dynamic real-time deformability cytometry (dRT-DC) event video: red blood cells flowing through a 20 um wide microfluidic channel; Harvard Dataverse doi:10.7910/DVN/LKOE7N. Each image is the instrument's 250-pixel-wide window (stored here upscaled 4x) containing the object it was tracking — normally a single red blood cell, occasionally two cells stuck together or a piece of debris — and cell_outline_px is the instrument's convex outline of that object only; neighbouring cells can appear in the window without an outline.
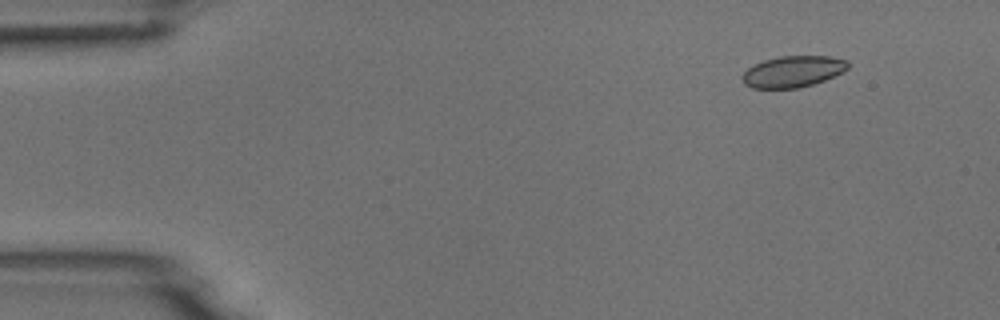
{"species": "common noctule bat (a hibernating species)", "species_latin": "Nyctalus noctula", "temperature_condition": "room temperature", "stored_images_in_passage": 11, "camera_frame_rate_fps": 3000, "um_per_image_px": 0.085, "animal": {"sex": "male", "body_mass_g": 18.8}, "frame": {"image": 1, "passage_image": 2, "time_ms": 1.0, "image_size_px": [1000, 320], "cell_outline_px": [[848, 68], [824, 80], [812, 84], [796, 88], [752, 88], [744, 84], [740, 76], [748, 68], [764, 60], [780, 56], [828, 56], [848, 60]], "centroid_in_image_um": [67.36, 6.08], "position_along_channel_um": 17.6, "area_um2": 19.07}}
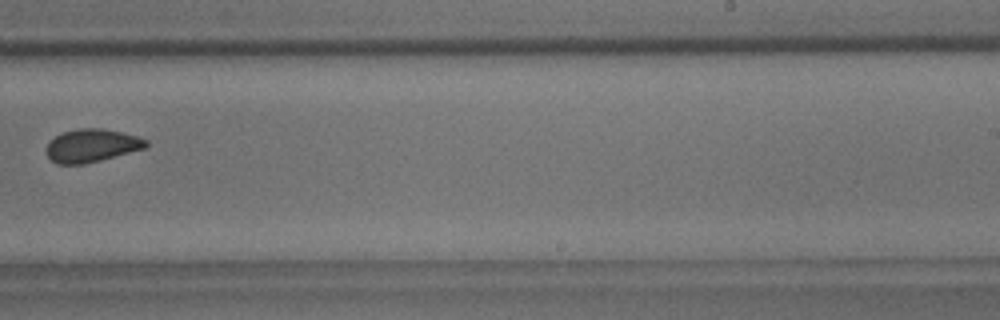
{"frame": {"image": 2, "passage_image": 10, "time_ms": 10.333, "image_size_px": [1000, 320], "cell_outline_px": [[148, 144], [144, 148], [100, 160], [84, 164], [56, 164], [48, 156], [48, 144], [56, 136], [64, 132], [76, 128], [100, 128], [120, 132], [136, 136], [148, 140]], "centroid_in_image_um": [7.8, 12.37], "position_along_channel_um": 281.2, "area_um2": 18.79}}
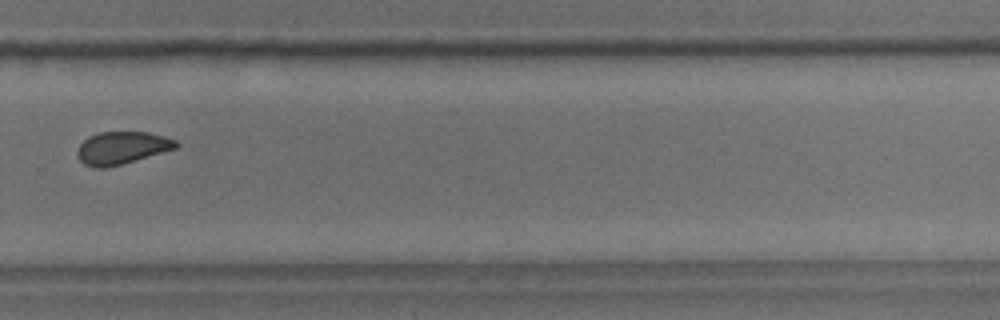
{"frame": {"image": 3, "passage_image": 11, "time_ms": 11.333, "image_size_px": [1000, 320], "cell_outline_px": [[180, 144], [176, 148], [120, 164], [104, 168], [92, 168], [84, 164], [76, 156], [76, 152], [80, 144], [88, 136], [100, 132], [148, 132], [164, 136], [176, 140]], "centroid_in_image_um": [10.32, 12.56], "position_along_channel_um": 319.5, "area_um2": 18.61}}